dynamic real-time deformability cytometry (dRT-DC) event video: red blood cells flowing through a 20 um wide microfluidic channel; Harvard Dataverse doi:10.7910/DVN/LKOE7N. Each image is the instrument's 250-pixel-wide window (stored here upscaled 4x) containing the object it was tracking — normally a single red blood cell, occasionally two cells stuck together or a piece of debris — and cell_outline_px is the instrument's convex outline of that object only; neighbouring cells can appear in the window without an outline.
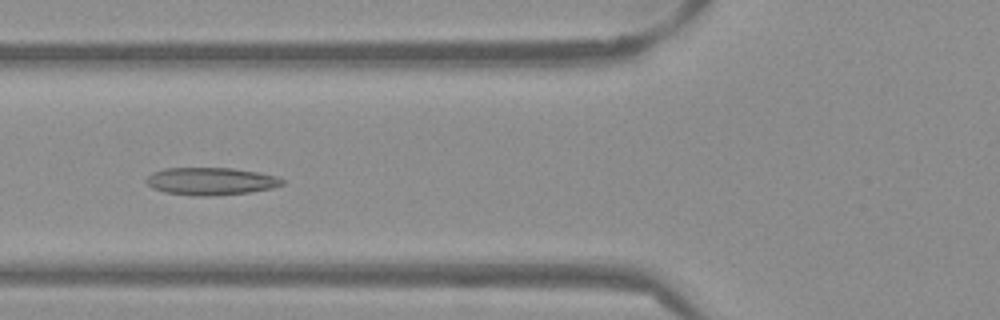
{"species": "Egyptian fruit bat (a non-hibernating species)", "species_latin": "Rousettus aegyptiacus", "temperature_condition": "warm", "stored_images_in_passage": 53, "camera_frame_rate_fps": 3000, "um_per_image_px": 0.085, "frame": {"image": 1, "passage_image": 20, "time_ms": 6.333, "image_size_px": [1000, 320], "cell_outline_px": [[284, 184], [272, 188], [248, 192], [212, 196], [192, 196], [164, 192], [152, 188], [144, 180], [152, 172], [164, 168], [232, 168], [260, 172], [276, 176], [284, 180]], "centroid_in_image_um": [17.9, 15.4], "position_along_channel_um": 107.9, "area_um2": 21.96}}
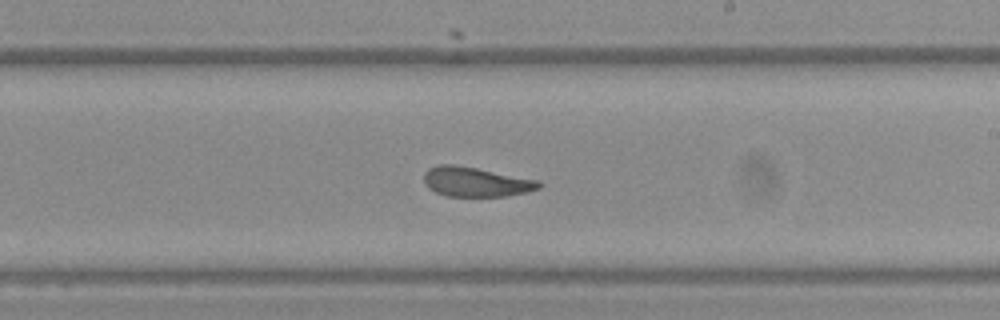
{"frame": {"image": 2, "passage_image": 31, "time_ms": 10.0, "image_size_px": [1000, 320], "cell_outline_px": [[540, 188], [508, 196], [448, 196], [436, 192], [428, 188], [424, 184], [424, 172], [428, 168], [440, 164], [452, 164], [476, 168], [536, 180], [540, 184]], "centroid_in_image_um": [40.37, 15.46], "position_along_channel_um": 248.6, "area_um2": 19.54}}
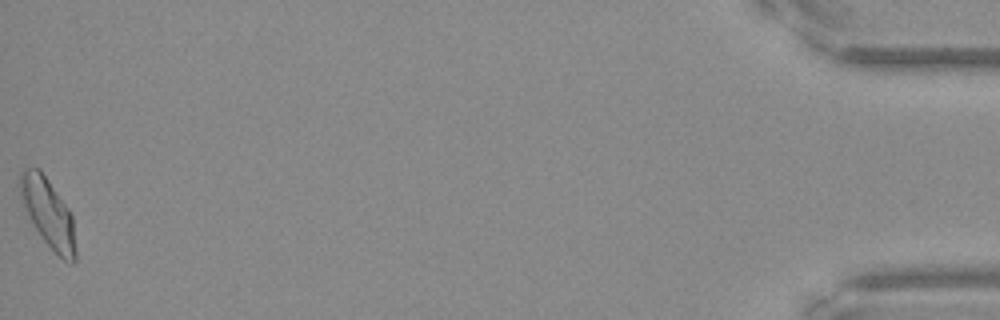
{"frame": {"image": 3, "passage_image": 53, "time_ms": 17.333, "image_size_px": [1000, 320], "cell_outline_px": [[76, 260], [72, 264], [64, 260], [44, 240], [36, 228], [24, 204], [20, 192], [20, 172], [24, 168], [40, 168], [68, 208], [72, 216], [76, 248]], "centroid_in_image_um": [4.13, 18.09], "position_along_channel_um": 431.1, "area_um2": 21.62}, "authors_computed_cell_mechanics": {"area_um2": 20.9236, "velocity_mm_per_s": 3.8404, "shape_relaxation_time_tau1_ms": 10.2106, "shape_relaxation_time_tau2_ms": 1.9443, "deformation_change_tau1": 0.2424, "deformation_change_tau2": 0.0872}}